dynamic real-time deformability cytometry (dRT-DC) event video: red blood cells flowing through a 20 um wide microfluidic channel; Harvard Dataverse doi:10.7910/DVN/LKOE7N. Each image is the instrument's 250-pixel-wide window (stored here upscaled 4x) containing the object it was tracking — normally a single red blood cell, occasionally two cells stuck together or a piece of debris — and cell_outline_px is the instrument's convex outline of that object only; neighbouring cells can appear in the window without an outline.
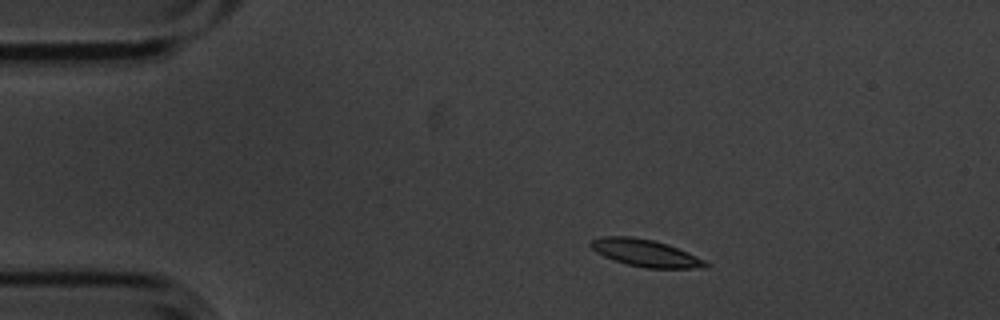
{"species": "common noctule bat (a hibernating species)", "species_latin": "Nyctalus noctula", "temperature_condition": "cold", "stored_images_in_passage": 47, "camera_frame_rate_fps": 3000, "um_per_image_px": 0.085, "animal": {"sex": "male", "body_mass_g": 20.1, "forearm_length_mm": 53.5}, "frame": {"image": 1, "passage_image": 1, "time_ms": 0.0, "image_size_px": [1000, 320], "cell_outline_px": [[708, 268], [648, 268], [628, 264], [604, 256], [596, 252], [588, 244], [592, 240], [604, 236], [632, 236], [652, 240], [668, 244], [688, 252], [704, 260], [708, 264]], "centroid_in_image_um": [54.87, 21.5], "position_along_channel_um": 30.1, "area_um2": 17.98}}
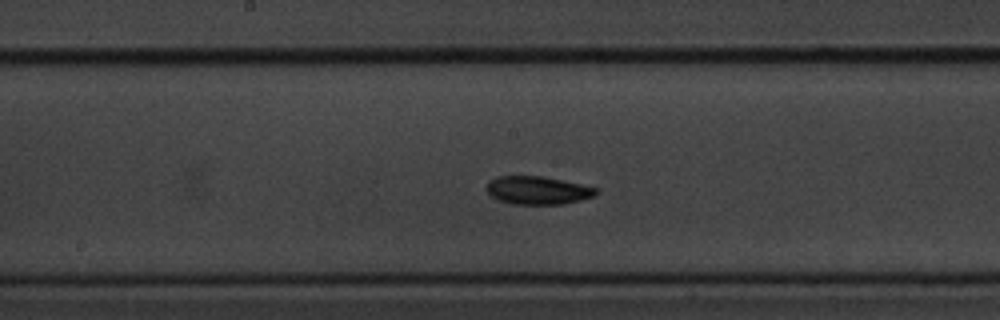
{"frame": {"image": 2, "passage_image": 20, "time_ms": 6.333, "image_size_px": [1000, 320], "cell_outline_px": [[600, 192], [592, 196], [580, 200], [564, 204], [512, 204], [500, 200], [492, 196], [488, 192], [488, 180], [496, 176], [544, 176], [600, 188]], "centroid_in_image_um": [45.75, 16.17], "position_along_channel_um": 202.5, "area_um2": 17.98}}
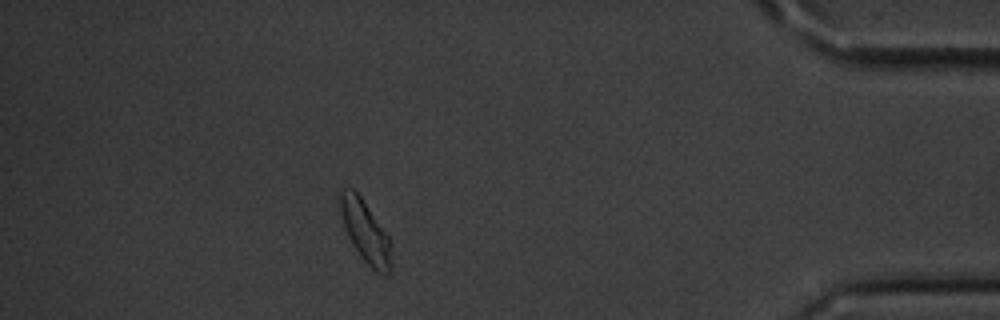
{"frame": {"image": 3, "passage_image": 41, "time_ms": 13.333, "image_size_px": [1000, 320], "cell_outline_px": [[392, 268], [384, 276], [376, 272], [360, 256], [352, 244], [348, 236], [340, 212], [336, 196], [340, 188], [352, 188], [360, 196], [388, 236], [392, 264]], "centroid_in_image_um": [31.0, 19.65], "position_along_channel_um": 404.2, "area_um2": 18.44}, "authors_computed_cell_mechanics": {"area_um2": 17.9758, "velocity_mm_per_s": 3.5275, "shape_relaxation_time_tau1_ms": 2.3813, "shape_relaxation_time_tau2_ms": null, "deformation_change_tau1": 0.0962, "deformation_change_tau2": null}}